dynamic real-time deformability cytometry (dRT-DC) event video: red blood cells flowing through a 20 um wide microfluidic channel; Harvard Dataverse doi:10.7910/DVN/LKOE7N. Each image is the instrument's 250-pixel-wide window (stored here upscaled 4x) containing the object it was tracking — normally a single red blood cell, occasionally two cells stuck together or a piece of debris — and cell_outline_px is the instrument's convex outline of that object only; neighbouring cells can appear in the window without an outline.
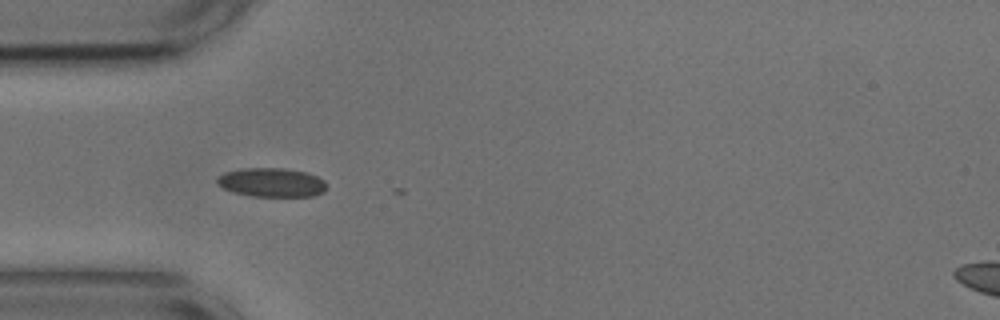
{"species": "common noctule bat (a hibernating species)", "species_latin": "Nyctalus noctula", "temperature_condition": "cold", "stored_images_in_passage": 9, "camera_frame_rate_fps": 3000, "um_per_image_px": 0.085, "animal": {"sex": "male", "body_mass_g": 17.9, "forearm_length_mm": 54.2}, "frame": {"image": 1, "passage_image": 1, "time_ms": 0.0, "image_size_px": [1000, 320], "cell_outline_px": [[328, 188], [324, 192], [312, 196], [252, 196], [232, 192], [224, 188], [216, 180], [224, 172], [244, 168], [284, 168], [304, 172], [316, 176], [324, 180]], "centroid_in_image_um": [23.12, 15.51], "position_along_channel_um": 61.9, "area_um2": 18.38}}